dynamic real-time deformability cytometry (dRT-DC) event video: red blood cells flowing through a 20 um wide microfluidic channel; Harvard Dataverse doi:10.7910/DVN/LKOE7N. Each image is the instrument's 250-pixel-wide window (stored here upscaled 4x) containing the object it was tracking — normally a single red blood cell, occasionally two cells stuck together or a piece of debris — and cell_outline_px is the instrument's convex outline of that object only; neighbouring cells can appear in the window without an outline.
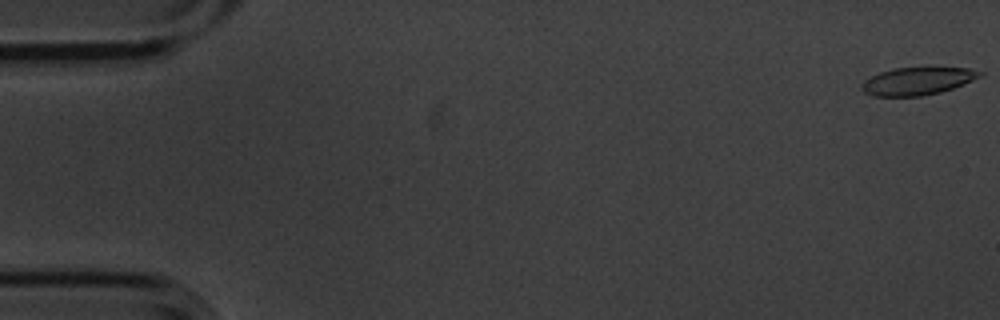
{"species": "common noctule bat (a hibernating species)", "species_latin": "Nyctalus noctula", "temperature_condition": "cold", "stored_images_in_passage": 4, "camera_frame_rate_fps": 3000, "um_per_image_px": 0.085, "animal": {"sex": "male", "body_mass_g": 20.1, "forearm_length_mm": 53.5}, "frame": {"image": 1, "passage_image": 1, "time_ms": 0.0, "image_size_px": [1000, 320], "cell_outline_px": [[984, 76], [952, 88], [940, 92], [920, 96], [872, 96], [864, 92], [860, 88], [860, 84], [864, 80], [880, 72], [892, 68], [928, 64], [968, 68], [984, 72]], "centroid_in_image_um": [78.02, 6.83], "position_along_channel_um": 7.0, "area_um2": 20.11}}